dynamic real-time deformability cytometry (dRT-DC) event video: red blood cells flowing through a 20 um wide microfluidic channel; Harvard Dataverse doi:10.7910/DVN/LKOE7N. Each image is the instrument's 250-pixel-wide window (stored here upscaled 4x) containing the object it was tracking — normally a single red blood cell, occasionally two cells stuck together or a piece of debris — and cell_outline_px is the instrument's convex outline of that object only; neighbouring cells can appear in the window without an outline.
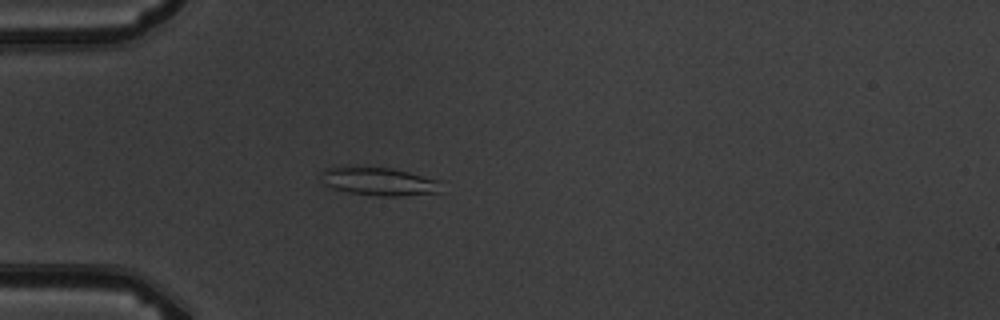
{"species": "common noctule bat (a hibernating species)", "species_latin": "Nyctalus noctula", "temperature_condition": "warm", "stored_images_in_passage": 5, "camera_frame_rate_fps": 3000, "um_per_image_px": 0.085, "animal": {"sex": "male", "body_mass_g": 19.5, "forearm_length_mm": 54.6}, "frame": {"image": 1, "passage_image": 5, "time_ms": 4.667, "image_size_px": [1000, 320], "cell_outline_px": [[440, 192], [400, 196], [380, 196], [348, 192], [332, 188], [324, 184], [320, 172], [324, 168], [392, 168], [440, 180]], "centroid_in_image_um": [32.23, 15.44], "position_along_channel_um": 52.8, "area_um2": 19.31}}